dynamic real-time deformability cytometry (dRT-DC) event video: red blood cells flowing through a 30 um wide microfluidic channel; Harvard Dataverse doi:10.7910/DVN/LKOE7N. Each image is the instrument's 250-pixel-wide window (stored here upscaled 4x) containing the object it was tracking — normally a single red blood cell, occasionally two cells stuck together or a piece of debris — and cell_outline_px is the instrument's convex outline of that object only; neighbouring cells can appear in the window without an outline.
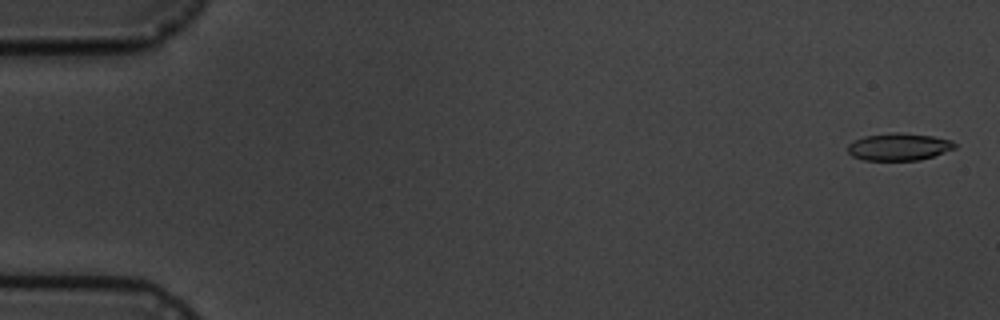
{"species": "common noctule bat (a hibernating species)", "species_latin": "Nyctalus noctula", "temperature_condition": "cold", "stored_images_in_passage": 5, "camera_frame_rate_fps": 3000, "um_per_image_px": 0.085, "animal": {"sex": "male", "body_mass_g": 19.5, "forearm_length_mm": 54.6}, "frame": {"image": 1, "passage_image": 1, "time_ms": 0.0, "image_size_px": [1000, 320], "cell_outline_px": [[956, 148], [920, 160], [864, 160], [852, 156], [848, 152], [848, 144], [864, 136], [896, 132], [900, 132], [932, 136], [952, 140], [956, 144]], "centroid_in_image_um": [76.41, 12.48], "position_along_channel_um": 8.6, "area_um2": 16.94}}
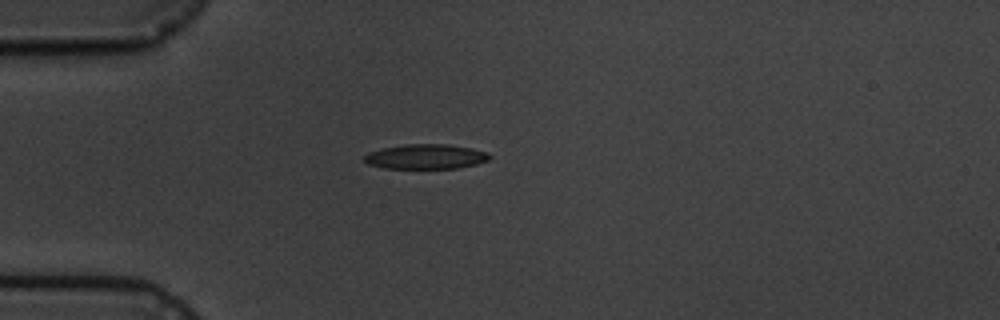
{"frame": {"image": 2, "passage_image": 5, "time_ms": 4.667, "image_size_px": [1000, 320], "cell_outline_px": [[492, 156], [488, 160], [476, 164], [456, 168], [384, 168], [368, 164], [364, 160], [364, 156], [368, 152], [384, 148], [404, 144], [448, 144], [472, 148], [488, 152]], "centroid_in_image_um": [36.21, 13.3], "position_along_channel_um": 48.8, "area_um2": 18.09}}